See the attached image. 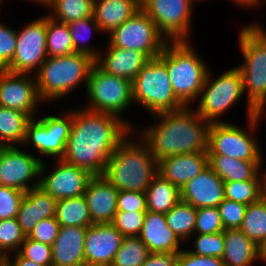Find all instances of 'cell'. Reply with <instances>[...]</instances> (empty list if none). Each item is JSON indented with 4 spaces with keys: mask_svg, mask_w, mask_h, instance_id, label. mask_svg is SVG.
<instances>
[{
    "mask_svg": "<svg viewBox=\"0 0 266 266\" xmlns=\"http://www.w3.org/2000/svg\"><path fill=\"white\" fill-rule=\"evenodd\" d=\"M208 165L224 182L252 180L262 172L263 166L262 162H248L225 155L208 156Z\"/></svg>",
    "mask_w": 266,
    "mask_h": 266,
    "instance_id": "obj_29",
    "label": "cell"
},
{
    "mask_svg": "<svg viewBox=\"0 0 266 266\" xmlns=\"http://www.w3.org/2000/svg\"><path fill=\"white\" fill-rule=\"evenodd\" d=\"M106 50L105 57L100 55L95 63L106 73L130 82H133L142 67L150 60L141 51L113 47L109 43Z\"/></svg>",
    "mask_w": 266,
    "mask_h": 266,
    "instance_id": "obj_24",
    "label": "cell"
},
{
    "mask_svg": "<svg viewBox=\"0 0 266 266\" xmlns=\"http://www.w3.org/2000/svg\"><path fill=\"white\" fill-rule=\"evenodd\" d=\"M25 237L16 218L0 220V248L7 256L18 252Z\"/></svg>",
    "mask_w": 266,
    "mask_h": 266,
    "instance_id": "obj_40",
    "label": "cell"
},
{
    "mask_svg": "<svg viewBox=\"0 0 266 266\" xmlns=\"http://www.w3.org/2000/svg\"><path fill=\"white\" fill-rule=\"evenodd\" d=\"M264 172V197L266 198V170Z\"/></svg>",
    "mask_w": 266,
    "mask_h": 266,
    "instance_id": "obj_56",
    "label": "cell"
},
{
    "mask_svg": "<svg viewBox=\"0 0 266 266\" xmlns=\"http://www.w3.org/2000/svg\"><path fill=\"white\" fill-rule=\"evenodd\" d=\"M207 153H187L166 157L158 162V171L177 188L182 187L208 167Z\"/></svg>",
    "mask_w": 266,
    "mask_h": 266,
    "instance_id": "obj_20",
    "label": "cell"
},
{
    "mask_svg": "<svg viewBox=\"0 0 266 266\" xmlns=\"http://www.w3.org/2000/svg\"><path fill=\"white\" fill-rule=\"evenodd\" d=\"M189 41H168L158 58L165 64L172 89L185 105L200 96L209 68Z\"/></svg>",
    "mask_w": 266,
    "mask_h": 266,
    "instance_id": "obj_4",
    "label": "cell"
},
{
    "mask_svg": "<svg viewBox=\"0 0 266 266\" xmlns=\"http://www.w3.org/2000/svg\"><path fill=\"white\" fill-rule=\"evenodd\" d=\"M57 201L41 187L25 192L16 220L22 232L28 234L42 220L55 217Z\"/></svg>",
    "mask_w": 266,
    "mask_h": 266,
    "instance_id": "obj_23",
    "label": "cell"
},
{
    "mask_svg": "<svg viewBox=\"0 0 266 266\" xmlns=\"http://www.w3.org/2000/svg\"><path fill=\"white\" fill-rule=\"evenodd\" d=\"M55 218L61 227H89L93 224L84 195L58 200Z\"/></svg>",
    "mask_w": 266,
    "mask_h": 266,
    "instance_id": "obj_32",
    "label": "cell"
},
{
    "mask_svg": "<svg viewBox=\"0 0 266 266\" xmlns=\"http://www.w3.org/2000/svg\"><path fill=\"white\" fill-rule=\"evenodd\" d=\"M124 236L112 223L87 227L84 240L86 266H110Z\"/></svg>",
    "mask_w": 266,
    "mask_h": 266,
    "instance_id": "obj_17",
    "label": "cell"
},
{
    "mask_svg": "<svg viewBox=\"0 0 266 266\" xmlns=\"http://www.w3.org/2000/svg\"><path fill=\"white\" fill-rule=\"evenodd\" d=\"M208 72L201 90L195 111L209 123L225 122L220 118L244 94L243 78L240 70L234 67L212 81Z\"/></svg>",
    "mask_w": 266,
    "mask_h": 266,
    "instance_id": "obj_8",
    "label": "cell"
},
{
    "mask_svg": "<svg viewBox=\"0 0 266 266\" xmlns=\"http://www.w3.org/2000/svg\"><path fill=\"white\" fill-rule=\"evenodd\" d=\"M258 173L252 180L224 182V198L249 205L258 202L264 196V172Z\"/></svg>",
    "mask_w": 266,
    "mask_h": 266,
    "instance_id": "obj_33",
    "label": "cell"
},
{
    "mask_svg": "<svg viewBox=\"0 0 266 266\" xmlns=\"http://www.w3.org/2000/svg\"><path fill=\"white\" fill-rule=\"evenodd\" d=\"M181 200L195 208L218 207L224 200V181L208 166L180 189Z\"/></svg>",
    "mask_w": 266,
    "mask_h": 266,
    "instance_id": "obj_18",
    "label": "cell"
},
{
    "mask_svg": "<svg viewBox=\"0 0 266 266\" xmlns=\"http://www.w3.org/2000/svg\"><path fill=\"white\" fill-rule=\"evenodd\" d=\"M119 190L102 175H94L84 193L93 224L111 223L117 212Z\"/></svg>",
    "mask_w": 266,
    "mask_h": 266,
    "instance_id": "obj_19",
    "label": "cell"
},
{
    "mask_svg": "<svg viewBox=\"0 0 266 266\" xmlns=\"http://www.w3.org/2000/svg\"><path fill=\"white\" fill-rule=\"evenodd\" d=\"M196 213L197 208L180 200L165 214L168 226L181 241H186V239L194 235Z\"/></svg>",
    "mask_w": 266,
    "mask_h": 266,
    "instance_id": "obj_35",
    "label": "cell"
},
{
    "mask_svg": "<svg viewBox=\"0 0 266 266\" xmlns=\"http://www.w3.org/2000/svg\"><path fill=\"white\" fill-rule=\"evenodd\" d=\"M14 260H12L10 258V256H8V260L11 263L12 266H43V265H39L38 263H35L31 260H28L26 258H23L18 252L14 253Z\"/></svg>",
    "mask_w": 266,
    "mask_h": 266,
    "instance_id": "obj_52",
    "label": "cell"
},
{
    "mask_svg": "<svg viewBox=\"0 0 266 266\" xmlns=\"http://www.w3.org/2000/svg\"><path fill=\"white\" fill-rule=\"evenodd\" d=\"M150 253H178L181 240L170 229L165 214L146 212L143 227L139 235Z\"/></svg>",
    "mask_w": 266,
    "mask_h": 266,
    "instance_id": "obj_22",
    "label": "cell"
},
{
    "mask_svg": "<svg viewBox=\"0 0 266 266\" xmlns=\"http://www.w3.org/2000/svg\"><path fill=\"white\" fill-rule=\"evenodd\" d=\"M30 1H33V2H37L38 4H42L43 6H46V7H48V9H50L49 8V5H50V2H51V0H30Z\"/></svg>",
    "mask_w": 266,
    "mask_h": 266,
    "instance_id": "obj_54",
    "label": "cell"
},
{
    "mask_svg": "<svg viewBox=\"0 0 266 266\" xmlns=\"http://www.w3.org/2000/svg\"><path fill=\"white\" fill-rule=\"evenodd\" d=\"M149 255L148 247L139 236L124 237L110 266H142Z\"/></svg>",
    "mask_w": 266,
    "mask_h": 266,
    "instance_id": "obj_38",
    "label": "cell"
},
{
    "mask_svg": "<svg viewBox=\"0 0 266 266\" xmlns=\"http://www.w3.org/2000/svg\"><path fill=\"white\" fill-rule=\"evenodd\" d=\"M25 192L0 186V220L16 218Z\"/></svg>",
    "mask_w": 266,
    "mask_h": 266,
    "instance_id": "obj_46",
    "label": "cell"
},
{
    "mask_svg": "<svg viewBox=\"0 0 266 266\" xmlns=\"http://www.w3.org/2000/svg\"><path fill=\"white\" fill-rule=\"evenodd\" d=\"M260 25H245L239 32V47L245 58L236 66L239 70H266V31Z\"/></svg>",
    "mask_w": 266,
    "mask_h": 266,
    "instance_id": "obj_26",
    "label": "cell"
},
{
    "mask_svg": "<svg viewBox=\"0 0 266 266\" xmlns=\"http://www.w3.org/2000/svg\"><path fill=\"white\" fill-rule=\"evenodd\" d=\"M258 246L266 239V198L247 205L246 213L239 228Z\"/></svg>",
    "mask_w": 266,
    "mask_h": 266,
    "instance_id": "obj_36",
    "label": "cell"
},
{
    "mask_svg": "<svg viewBox=\"0 0 266 266\" xmlns=\"http://www.w3.org/2000/svg\"><path fill=\"white\" fill-rule=\"evenodd\" d=\"M178 253H150L142 266H177Z\"/></svg>",
    "mask_w": 266,
    "mask_h": 266,
    "instance_id": "obj_51",
    "label": "cell"
},
{
    "mask_svg": "<svg viewBox=\"0 0 266 266\" xmlns=\"http://www.w3.org/2000/svg\"><path fill=\"white\" fill-rule=\"evenodd\" d=\"M244 93L247 91V115L249 130L258 127L266 106V70H240Z\"/></svg>",
    "mask_w": 266,
    "mask_h": 266,
    "instance_id": "obj_27",
    "label": "cell"
},
{
    "mask_svg": "<svg viewBox=\"0 0 266 266\" xmlns=\"http://www.w3.org/2000/svg\"><path fill=\"white\" fill-rule=\"evenodd\" d=\"M247 205L224 198L217 207L224 229H239L246 213Z\"/></svg>",
    "mask_w": 266,
    "mask_h": 266,
    "instance_id": "obj_45",
    "label": "cell"
},
{
    "mask_svg": "<svg viewBox=\"0 0 266 266\" xmlns=\"http://www.w3.org/2000/svg\"><path fill=\"white\" fill-rule=\"evenodd\" d=\"M47 163L17 146L0 148V186L12 187L23 192L39 186ZM31 182L32 185L29 183ZM30 184V185H28Z\"/></svg>",
    "mask_w": 266,
    "mask_h": 266,
    "instance_id": "obj_13",
    "label": "cell"
},
{
    "mask_svg": "<svg viewBox=\"0 0 266 266\" xmlns=\"http://www.w3.org/2000/svg\"><path fill=\"white\" fill-rule=\"evenodd\" d=\"M127 135L111 154L102 173L103 178L119 191L146 192L159 173L158 161L148 145L129 140ZM130 141V142H129ZM132 141V142H131Z\"/></svg>",
    "mask_w": 266,
    "mask_h": 266,
    "instance_id": "obj_3",
    "label": "cell"
},
{
    "mask_svg": "<svg viewBox=\"0 0 266 266\" xmlns=\"http://www.w3.org/2000/svg\"><path fill=\"white\" fill-rule=\"evenodd\" d=\"M32 76L0 70V106L36 118L37 106L43 101L38 94L35 76Z\"/></svg>",
    "mask_w": 266,
    "mask_h": 266,
    "instance_id": "obj_15",
    "label": "cell"
},
{
    "mask_svg": "<svg viewBox=\"0 0 266 266\" xmlns=\"http://www.w3.org/2000/svg\"><path fill=\"white\" fill-rule=\"evenodd\" d=\"M62 159L94 175H102L117 145L134 132L128 121L108 113L76 109Z\"/></svg>",
    "mask_w": 266,
    "mask_h": 266,
    "instance_id": "obj_1",
    "label": "cell"
},
{
    "mask_svg": "<svg viewBox=\"0 0 266 266\" xmlns=\"http://www.w3.org/2000/svg\"><path fill=\"white\" fill-rule=\"evenodd\" d=\"M0 266H12L9 260L7 259L6 261L0 263Z\"/></svg>",
    "mask_w": 266,
    "mask_h": 266,
    "instance_id": "obj_57",
    "label": "cell"
},
{
    "mask_svg": "<svg viewBox=\"0 0 266 266\" xmlns=\"http://www.w3.org/2000/svg\"><path fill=\"white\" fill-rule=\"evenodd\" d=\"M47 57L46 16H43L17 30L16 51L11 63L4 70L31 74L39 70Z\"/></svg>",
    "mask_w": 266,
    "mask_h": 266,
    "instance_id": "obj_14",
    "label": "cell"
},
{
    "mask_svg": "<svg viewBox=\"0 0 266 266\" xmlns=\"http://www.w3.org/2000/svg\"><path fill=\"white\" fill-rule=\"evenodd\" d=\"M32 117L22 111L0 106V146L23 144L27 124Z\"/></svg>",
    "mask_w": 266,
    "mask_h": 266,
    "instance_id": "obj_31",
    "label": "cell"
},
{
    "mask_svg": "<svg viewBox=\"0 0 266 266\" xmlns=\"http://www.w3.org/2000/svg\"><path fill=\"white\" fill-rule=\"evenodd\" d=\"M72 123V111L62 116L48 115L38 120L34 117L27 124L22 146L30 144L44 156L62 159Z\"/></svg>",
    "mask_w": 266,
    "mask_h": 266,
    "instance_id": "obj_12",
    "label": "cell"
},
{
    "mask_svg": "<svg viewBox=\"0 0 266 266\" xmlns=\"http://www.w3.org/2000/svg\"><path fill=\"white\" fill-rule=\"evenodd\" d=\"M194 235H196L194 250H188L189 252L200 256L222 258L224 252V231L212 234Z\"/></svg>",
    "mask_w": 266,
    "mask_h": 266,
    "instance_id": "obj_41",
    "label": "cell"
},
{
    "mask_svg": "<svg viewBox=\"0 0 266 266\" xmlns=\"http://www.w3.org/2000/svg\"><path fill=\"white\" fill-rule=\"evenodd\" d=\"M94 0H51L52 9L49 16L53 19L69 24L83 18L93 16Z\"/></svg>",
    "mask_w": 266,
    "mask_h": 266,
    "instance_id": "obj_37",
    "label": "cell"
},
{
    "mask_svg": "<svg viewBox=\"0 0 266 266\" xmlns=\"http://www.w3.org/2000/svg\"><path fill=\"white\" fill-rule=\"evenodd\" d=\"M17 47V30L0 23V70L12 61Z\"/></svg>",
    "mask_w": 266,
    "mask_h": 266,
    "instance_id": "obj_47",
    "label": "cell"
},
{
    "mask_svg": "<svg viewBox=\"0 0 266 266\" xmlns=\"http://www.w3.org/2000/svg\"><path fill=\"white\" fill-rule=\"evenodd\" d=\"M177 266H224L220 257L200 256L187 250L178 252Z\"/></svg>",
    "mask_w": 266,
    "mask_h": 266,
    "instance_id": "obj_50",
    "label": "cell"
},
{
    "mask_svg": "<svg viewBox=\"0 0 266 266\" xmlns=\"http://www.w3.org/2000/svg\"><path fill=\"white\" fill-rule=\"evenodd\" d=\"M89 103L83 108L108 113L120 117L133 103L132 82L103 71L96 63L93 65L86 86Z\"/></svg>",
    "mask_w": 266,
    "mask_h": 266,
    "instance_id": "obj_7",
    "label": "cell"
},
{
    "mask_svg": "<svg viewBox=\"0 0 266 266\" xmlns=\"http://www.w3.org/2000/svg\"><path fill=\"white\" fill-rule=\"evenodd\" d=\"M46 47L48 57L65 56L74 53L69 26L46 16Z\"/></svg>",
    "mask_w": 266,
    "mask_h": 266,
    "instance_id": "obj_34",
    "label": "cell"
},
{
    "mask_svg": "<svg viewBox=\"0 0 266 266\" xmlns=\"http://www.w3.org/2000/svg\"><path fill=\"white\" fill-rule=\"evenodd\" d=\"M193 5L192 0H141V9L167 41H188Z\"/></svg>",
    "mask_w": 266,
    "mask_h": 266,
    "instance_id": "obj_11",
    "label": "cell"
},
{
    "mask_svg": "<svg viewBox=\"0 0 266 266\" xmlns=\"http://www.w3.org/2000/svg\"><path fill=\"white\" fill-rule=\"evenodd\" d=\"M191 108L152 115L160 121L139 133L158 162L177 154L207 153L210 123Z\"/></svg>",
    "mask_w": 266,
    "mask_h": 266,
    "instance_id": "obj_2",
    "label": "cell"
},
{
    "mask_svg": "<svg viewBox=\"0 0 266 266\" xmlns=\"http://www.w3.org/2000/svg\"><path fill=\"white\" fill-rule=\"evenodd\" d=\"M87 227L63 226L52 244V266H86L84 240Z\"/></svg>",
    "mask_w": 266,
    "mask_h": 266,
    "instance_id": "obj_21",
    "label": "cell"
},
{
    "mask_svg": "<svg viewBox=\"0 0 266 266\" xmlns=\"http://www.w3.org/2000/svg\"><path fill=\"white\" fill-rule=\"evenodd\" d=\"M140 9L141 0H94L93 17L102 33H111Z\"/></svg>",
    "mask_w": 266,
    "mask_h": 266,
    "instance_id": "obj_25",
    "label": "cell"
},
{
    "mask_svg": "<svg viewBox=\"0 0 266 266\" xmlns=\"http://www.w3.org/2000/svg\"><path fill=\"white\" fill-rule=\"evenodd\" d=\"M229 122L210 123L208 156H228L248 162H262V152L256 137Z\"/></svg>",
    "mask_w": 266,
    "mask_h": 266,
    "instance_id": "obj_10",
    "label": "cell"
},
{
    "mask_svg": "<svg viewBox=\"0 0 266 266\" xmlns=\"http://www.w3.org/2000/svg\"><path fill=\"white\" fill-rule=\"evenodd\" d=\"M147 210L154 213L166 214L180 200V189L165 179L159 173L146 189Z\"/></svg>",
    "mask_w": 266,
    "mask_h": 266,
    "instance_id": "obj_30",
    "label": "cell"
},
{
    "mask_svg": "<svg viewBox=\"0 0 266 266\" xmlns=\"http://www.w3.org/2000/svg\"><path fill=\"white\" fill-rule=\"evenodd\" d=\"M146 212L117 211L112 225L124 236H139L143 227Z\"/></svg>",
    "mask_w": 266,
    "mask_h": 266,
    "instance_id": "obj_42",
    "label": "cell"
},
{
    "mask_svg": "<svg viewBox=\"0 0 266 266\" xmlns=\"http://www.w3.org/2000/svg\"><path fill=\"white\" fill-rule=\"evenodd\" d=\"M60 227L55 217L47 218L40 221L27 237L52 246L59 234Z\"/></svg>",
    "mask_w": 266,
    "mask_h": 266,
    "instance_id": "obj_48",
    "label": "cell"
},
{
    "mask_svg": "<svg viewBox=\"0 0 266 266\" xmlns=\"http://www.w3.org/2000/svg\"><path fill=\"white\" fill-rule=\"evenodd\" d=\"M18 253L39 265L52 266V246L25 237Z\"/></svg>",
    "mask_w": 266,
    "mask_h": 266,
    "instance_id": "obj_43",
    "label": "cell"
},
{
    "mask_svg": "<svg viewBox=\"0 0 266 266\" xmlns=\"http://www.w3.org/2000/svg\"><path fill=\"white\" fill-rule=\"evenodd\" d=\"M132 99L151 115L185 107L174 94L167 68L158 57L150 59L133 80Z\"/></svg>",
    "mask_w": 266,
    "mask_h": 266,
    "instance_id": "obj_6",
    "label": "cell"
},
{
    "mask_svg": "<svg viewBox=\"0 0 266 266\" xmlns=\"http://www.w3.org/2000/svg\"><path fill=\"white\" fill-rule=\"evenodd\" d=\"M259 260L266 263V239L258 246Z\"/></svg>",
    "mask_w": 266,
    "mask_h": 266,
    "instance_id": "obj_53",
    "label": "cell"
},
{
    "mask_svg": "<svg viewBox=\"0 0 266 266\" xmlns=\"http://www.w3.org/2000/svg\"><path fill=\"white\" fill-rule=\"evenodd\" d=\"M73 48L76 53H81L90 56L95 61L98 59V57L102 54L101 50L97 51L98 49L92 48L93 46H90L87 43H83L85 39H88L89 36H91L92 30L98 31L101 33L99 26L94 19L93 16L88 18H83L75 22H71L68 24ZM83 36L84 34H86ZM90 34V35H89ZM89 35V36H88ZM88 36V37H86Z\"/></svg>",
    "mask_w": 266,
    "mask_h": 266,
    "instance_id": "obj_39",
    "label": "cell"
},
{
    "mask_svg": "<svg viewBox=\"0 0 266 266\" xmlns=\"http://www.w3.org/2000/svg\"><path fill=\"white\" fill-rule=\"evenodd\" d=\"M95 60L88 55L72 53L47 57L34 74L38 94L43 102L57 100L69 94L80 83L87 86L89 73Z\"/></svg>",
    "mask_w": 266,
    "mask_h": 266,
    "instance_id": "obj_5",
    "label": "cell"
},
{
    "mask_svg": "<svg viewBox=\"0 0 266 266\" xmlns=\"http://www.w3.org/2000/svg\"><path fill=\"white\" fill-rule=\"evenodd\" d=\"M8 256L4 253V251L0 248V263L6 261Z\"/></svg>",
    "mask_w": 266,
    "mask_h": 266,
    "instance_id": "obj_55",
    "label": "cell"
},
{
    "mask_svg": "<svg viewBox=\"0 0 266 266\" xmlns=\"http://www.w3.org/2000/svg\"><path fill=\"white\" fill-rule=\"evenodd\" d=\"M117 211L147 212L146 194L138 191H119Z\"/></svg>",
    "mask_w": 266,
    "mask_h": 266,
    "instance_id": "obj_49",
    "label": "cell"
},
{
    "mask_svg": "<svg viewBox=\"0 0 266 266\" xmlns=\"http://www.w3.org/2000/svg\"><path fill=\"white\" fill-rule=\"evenodd\" d=\"M259 259L258 245L240 229L224 230V266H251Z\"/></svg>",
    "mask_w": 266,
    "mask_h": 266,
    "instance_id": "obj_28",
    "label": "cell"
},
{
    "mask_svg": "<svg viewBox=\"0 0 266 266\" xmlns=\"http://www.w3.org/2000/svg\"><path fill=\"white\" fill-rule=\"evenodd\" d=\"M56 164L49 175L39 179V187L56 201L84 195L93 175L63 159H56Z\"/></svg>",
    "mask_w": 266,
    "mask_h": 266,
    "instance_id": "obj_16",
    "label": "cell"
},
{
    "mask_svg": "<svg viewBox=\"0 0 266 266\" xmlns=\"http://www.w3.org/2000/svg\"><path fill=\"white\" fill-rule=\"evenodd\" d=\"M109 36L108 43L111 46L141 51L150 59L158 57L168 42L142 9L115 28Z\"/></svg>",
    "mask_w": 266,
    "mask_h": 266,
    "instance_id": "obj_9",
    "label": "cell"
},
{
    "mask_svg": "<svg viewBox=\"0 0 266 266\" xmlns=\"http://www.w3.org/2000/svg\"><path fill=\"white\" fill-rule=\"evenodd\" d=\"M224 230L217 207L197 208L194 233L212 234Z\"/></svg>",
    "mask_w": 266,
    "mask_h": 266,
    "instance_id": "obj_44",
    "label": "cell"
}]
</instances>
